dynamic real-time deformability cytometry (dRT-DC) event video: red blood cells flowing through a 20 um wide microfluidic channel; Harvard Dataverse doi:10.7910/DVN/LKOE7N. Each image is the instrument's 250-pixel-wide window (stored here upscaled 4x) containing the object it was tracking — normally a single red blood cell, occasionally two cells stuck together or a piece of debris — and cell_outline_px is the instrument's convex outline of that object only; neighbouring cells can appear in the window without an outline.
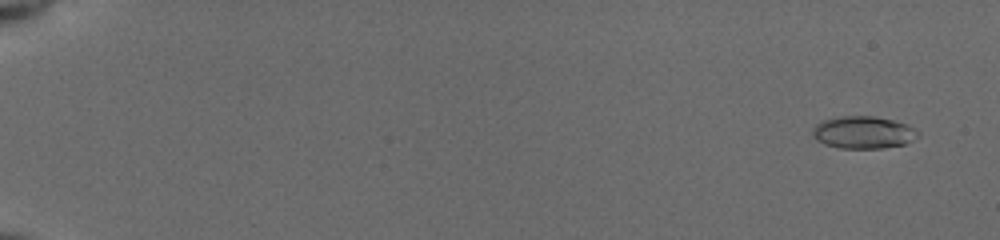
{"species": "common noctule bat (a hibernating species)", "species_latin": "Nyctalus noctula", "temperature_condition": "cold", "stored_images_in_passage": 56, "camera_frame_rate_fps": 3000, "um_per_image_px": 0.085, "animal": {"sex": "female", "body_mass_g": 19.5, "forearm_length_mm": 54.1}, "frame": {"image": 1, "passage_image": 4, "time_ms": 1.0, "image_size_px": [1000, 240], "cell_outline_px": [[920, 136], [904, 144], [880, 148], [840, 148], [824, 144], [816, 140], [812, 136], [812, 128], [820, 120], [844, 116], [876, 116], [892, 120], [904, 124], [920, 132]], "centroid_in_image_um": [73.33, 11.25], "position_along_channel_um": 11.7, "area_um2": 19.88}}
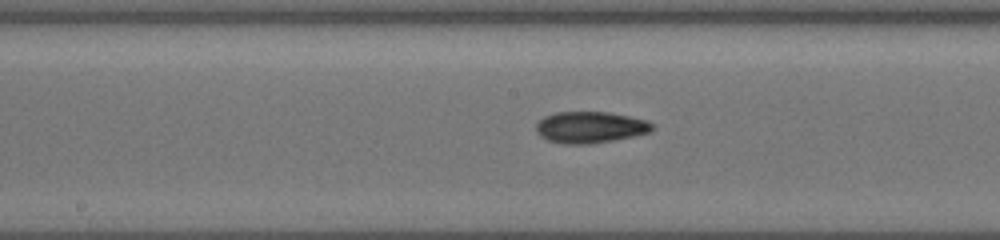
{"frame": {"image": 2, "passage_image": 32, "time_ms": 10.333, "image_size_px": [1000, 240], "cell_outline_px": [[652, 128], [648, 132], [632, 136], [612, 140], [588, 144], [568, 144], [548, 140], [540, 136], [536, 132], [536, 124], [544, 116], [556, 112], [608, 112], [648, 120], [652, 124]], "centroid_in_image_um": [50.13, 10.81], "position_along_channel_um": 198.1, "area_um2": 21.04}}
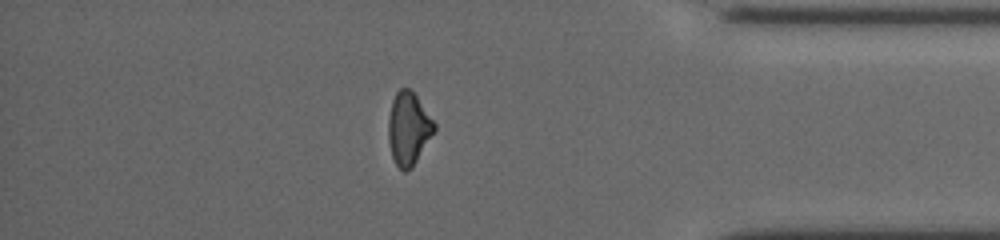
{"frame": {"image": 3, "passage_image": 49, "time_ms": 16.0, "image_size_px": [1000, 240], "cell_outline_px": [[436, 128], [412, 168], [404, 172], [396, 164], [392, 156], [388, 140], [388, 120], [392, 100], [396, 92], [400, 88], [408, 88], [416, 96], [436, 124]], "centroid_in_image_um": [34.71, 10.93], "position_along_channel_um": 400.5, "area_um2": 19.25}}